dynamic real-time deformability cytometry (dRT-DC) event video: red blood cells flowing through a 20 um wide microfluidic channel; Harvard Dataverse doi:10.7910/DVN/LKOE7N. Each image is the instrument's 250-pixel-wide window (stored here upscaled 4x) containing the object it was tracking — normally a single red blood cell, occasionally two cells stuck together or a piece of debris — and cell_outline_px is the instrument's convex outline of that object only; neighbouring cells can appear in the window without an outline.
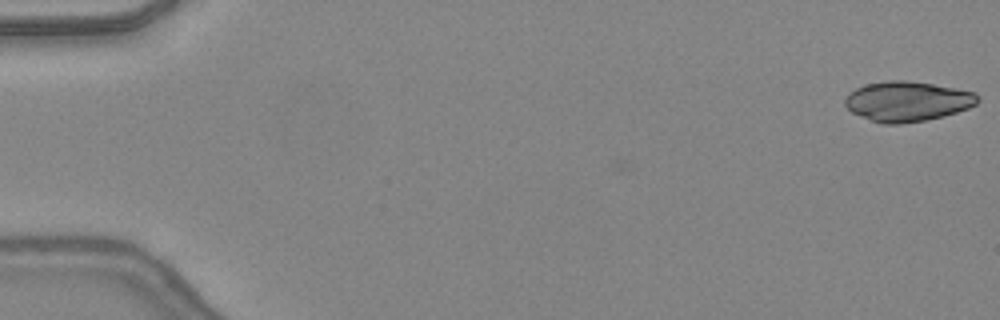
{"species": "common noctule bat (a hibernating species)", "species_latin": "Nyctalus noctula", "temperature_condition": "warm", "stored_images_in_passage": 5, "camera_frame_rate_fps": 3000, "um_per_image_px": 0.085, "animal": {"sex": "female", "body_mass_g": 24.6, "forearm_length_mm": 56.2}, "frame": {"image": 1, "passage_image": 1, "time_ms": 0.0, "image_size_px": [1000, 320], "cell_outline_px": [[980, 100], [976, 104], [968, 108], [944, 116], [924, 120], [900, 124], [884, 124], [860, 116], [852, 112], [844, 104], [844, 100], [848, 92], [856, 88], [868, 84], [888, 80], [904, 80], [932, 84], [976, 92], [980, 96]], "centroid_in_image_um": [77.13, 8.61], "position_along_channel_um": 7.9, "area_um2": 30.87}}